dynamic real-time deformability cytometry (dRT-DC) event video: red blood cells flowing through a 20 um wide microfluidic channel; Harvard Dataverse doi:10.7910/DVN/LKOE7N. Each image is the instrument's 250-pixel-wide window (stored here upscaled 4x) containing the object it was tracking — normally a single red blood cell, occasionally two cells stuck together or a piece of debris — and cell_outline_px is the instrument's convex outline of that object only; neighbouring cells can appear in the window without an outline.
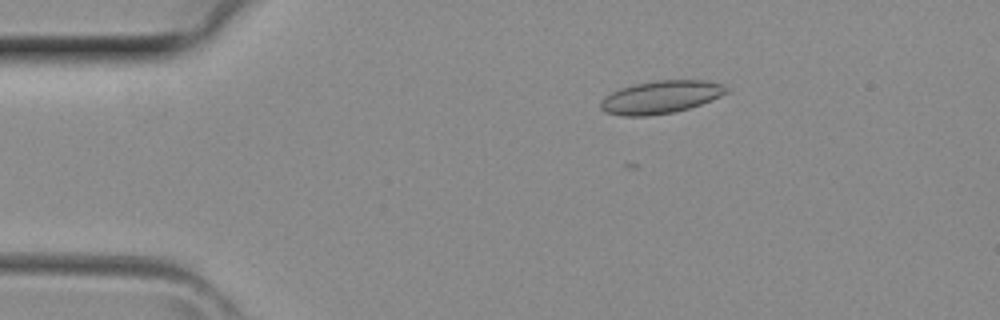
{"species": "common noctule bat (a hibernating species)", "species_latin": "Nyctalus noctula", "temperature_condition": "room temperature", "stored_images_in_passage": 2, "camera_frame_rate_fps": 3000, "um_per_image_px": 0.085, "animal": {"sex": "female", "body_mass_g": 29.2, "forearm_length_mm": 56.3}, "frame": {"image": 1, "passage_image": 1, "time_ms": 0.0, "image_size_px": [1000, 320], "cell_outline_px": [[732, 92], [700, 104], [688, 108], [672, 112], [648, 116], [624, 116], [604, 112], [600, 108], [600, 100], [604, 96], [620, 88], [636, 84], [656, 80], [708, 80], [724, 84]], "centroid_in_image_um": [56.19, 8.24], "position_along_channel_um": 28.8, "area_um2": 24.22}}